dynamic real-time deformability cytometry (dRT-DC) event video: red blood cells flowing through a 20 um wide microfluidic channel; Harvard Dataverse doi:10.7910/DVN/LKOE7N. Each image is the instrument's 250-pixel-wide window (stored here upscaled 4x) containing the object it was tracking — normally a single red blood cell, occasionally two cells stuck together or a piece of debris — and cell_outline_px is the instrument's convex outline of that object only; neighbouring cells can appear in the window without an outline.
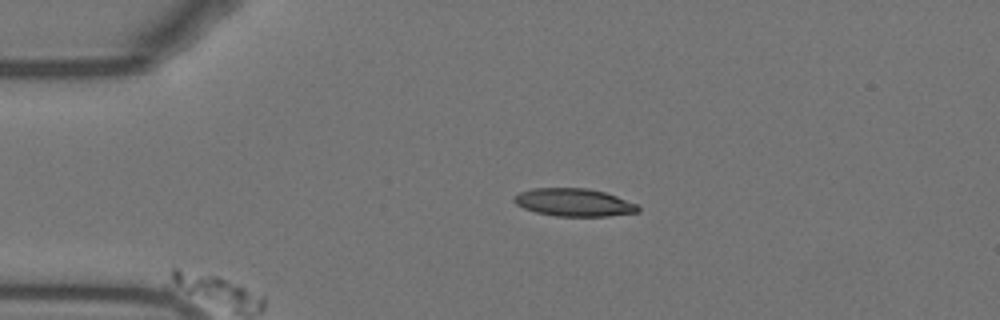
{"species": "Egyptian fruit bat (a non-hibernating species)", "species_latin": "Rousettus aegyptiacus", "temperature_condition": "warm", "stored_images_in_passage": 28, "camera_frame_rate_fps": 3000, "um_per_image_px": 0.085, "animal": {"sex": "female"}, "frame": {"image": 1, "passage_image": 1, "time_ms": 0.0, "image_size_px": [1000, 320], "cell_outline_px": [[640, 212], [608, 216], [556, 216], [536, 212], [524, 208], [516, 204], [512, 200], [512, 196], [520, 192], [532, 188], [588, 188], [604, 192], [616, 196], [636, 204], [640, 208]], "centroid_in_image_um": [48.76, 17.2], "position_along_channel_um": 36.2, "area_um2": 20.11}}
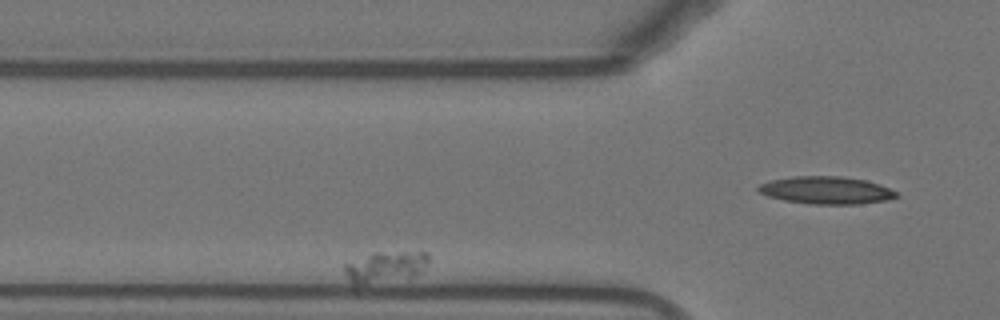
{"frame": {"image": 2, "passage_image": 5, "time_ms": 1.333, "image_size_px": [1000, 320], "cell_outline_px": [[428, 264], [420, 272], [412, 276], [352, 284], [348, 280], [344, 272], [344, 264], [372, 252], [428, 252]], "centroid_in_image_um": [32.74, 22.63], "position_along_channel_um": 93.1, "area_um2": 14.68}}